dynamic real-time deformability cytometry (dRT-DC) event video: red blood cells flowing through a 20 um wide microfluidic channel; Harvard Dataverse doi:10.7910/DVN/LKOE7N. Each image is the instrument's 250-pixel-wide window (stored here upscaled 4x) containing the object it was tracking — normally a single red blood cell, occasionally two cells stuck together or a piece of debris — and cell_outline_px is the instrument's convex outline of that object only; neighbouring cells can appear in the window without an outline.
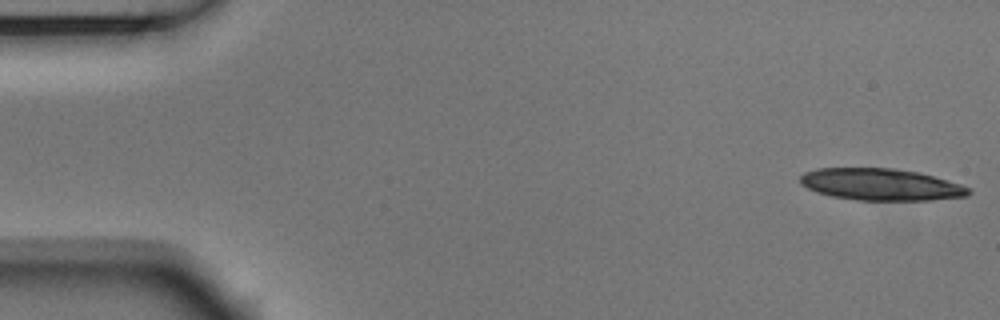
{"species": "Egyptian fruit bat (a non-hibernating species)", "species_latin": "Rousettus aegyptiacus", "temperature_condition": "room temperature", "stored_images_in_passage": 29, "camera_frame_rate_fps": 3000, "um_per_image_px": 0.085, "animal": {"sex": "male"}, "frame": {"image": 1, "passage_image": 1, "time_ms": 0.0, "image_size_px": [1000, 320], "cell_outline_px": [[972, 192], [968, 196], [932, 200], [856, 200], [832, 196], [816, 192], [800, 184], [800, 176], [804, 172], [816, 168], [892, 168], [916, 172], [932, 176], [960, 184], [972, 188]], "centroid_in_image_um": [74.87, 15.68], "position_along_channel_um": 10.1, "area_um2": 31.27}}
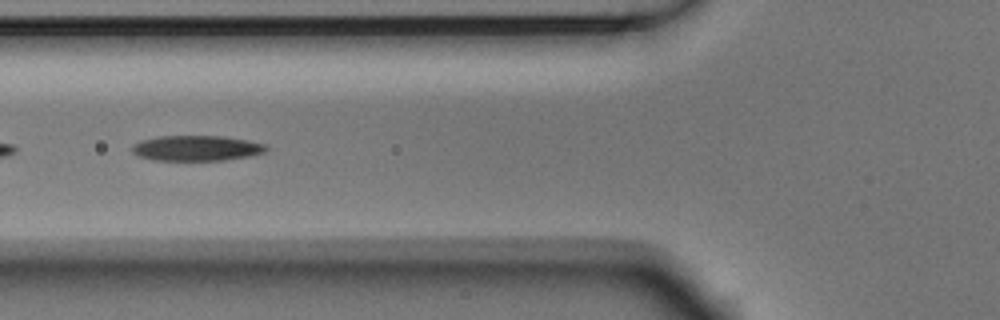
{"frame": {"image": 2, "passage_image": 20, "time_ms": 6.333, "image_size_px": [1000, 320], "cell_outline_px": [[268, 148], [264, 152], [252, 156], [224, 160], [152, 160], [136, 156], [132, 152], [132, 144], [140, 140], [156, 136], [220, 136], [248, 140], [264, 144]], "centroid_in_image_um": [16.66, 12.59], "position_along_channel_um": 109.1, "area_um2": 20.0}}
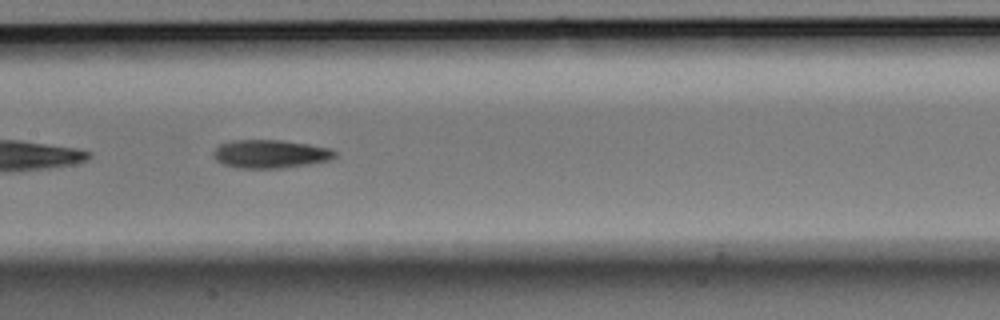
{"frame": {"image": 3, "passage_image": 26, "time_ms": 8.333, "image_size_px": [1000, 320], "cell_outline_px": [[336, 156], [328, 160], [308, 164], [284, 168], [236, 168], [220, 164], [212, 156], [212, 152], [220, 144], [232, 140], [280, 140], [308, 144], [332, 148], [336, 152]], "centroid_in_image_um": [22.94, 13.09], "position_along_channel_um": 184.5, "area_um2": 20.23}}